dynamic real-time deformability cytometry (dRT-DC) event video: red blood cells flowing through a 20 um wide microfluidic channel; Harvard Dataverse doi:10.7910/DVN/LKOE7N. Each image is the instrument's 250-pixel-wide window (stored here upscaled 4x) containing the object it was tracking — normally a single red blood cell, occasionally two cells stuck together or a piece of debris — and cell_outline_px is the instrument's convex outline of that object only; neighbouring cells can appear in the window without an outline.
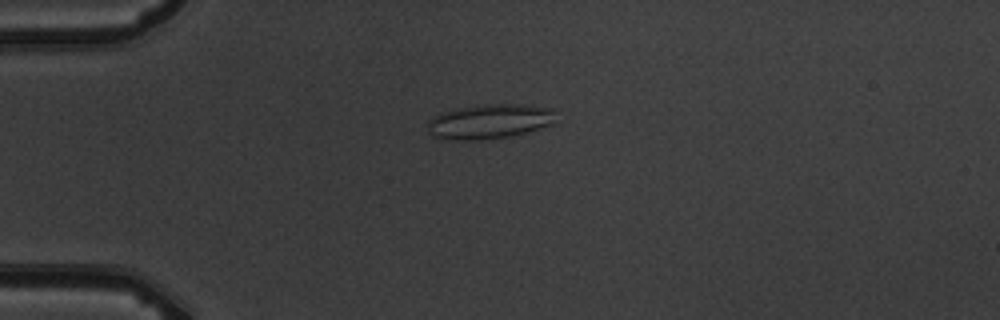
{"species": "common noctule bat (a hibernating species)", "species_latin": "Nyctalus noctula", "temperature_condition": "warm", "stored_images_in_passage": 8, "camera_frame_rate_fps": 3000, "um_per_image_px": 0.085, "animal": {"sex": "male", "body_mass_g": 19.5, "forearm_length_mm": 54.6}, "frame": {"image": 1, "passage_image": 4, "time_ms": 4.333, "image_size_px": [1000, 320], "cell_outline_px": [[556, 124], [512, 136], [476, 140], [452, 140], [436, 136], [428, 132], [428, 120], [432, 116], [440, 112], [456, 108], [476, 104], [524, 104], [556, 108]], "centroid_in_image_um": [41.67, 10.3], "position_along_channel_um": 43.3, "area_um2": 26.59}}
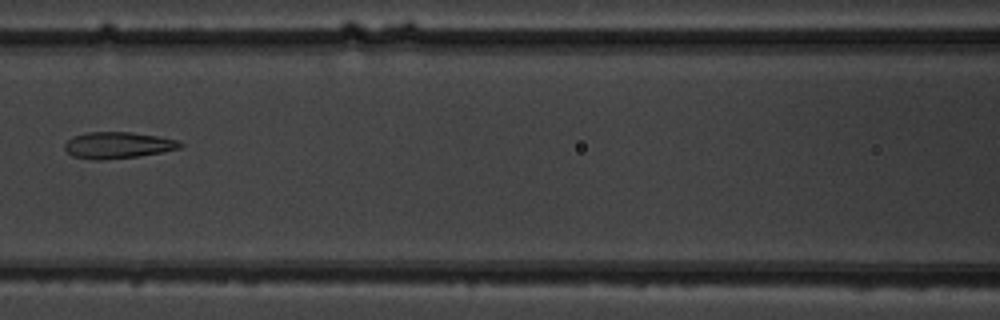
{"frame": {"image": 2, "passage_image": 7, "time_ms": 8.0, "image_size_px": [1000, 320], "cell_outline_px": [[184, 144], [180, 148], [140, 156], [104, 160], [92, 160], [72, 156], [64, 148], [64, 144], [72, 136], [88, 132], [132, 132], [156, 136], [176, 140]], "centroid_in_image_um": [9.97, 12.35], "position_along_channel_um": 156.6, "area_um2": 17.8}}
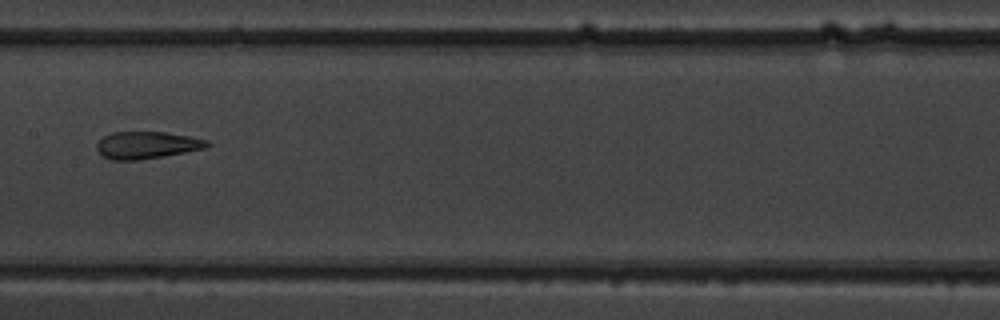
{"frame": {"image": 3, "passage_image": 8, "time_ms": 9.0, "image_size_px": [1000, 320], "cell_outline_px": [[212, 144], [208, 148], [164, 156], [140, 160], [112, 160], [104, 156], [96, 148], [96, 144], [104, 136], [112, 132], [164, 132], [188, 136], [208, 140]], "centroid_in_image_um": [12.52, 12.34], "position_along_channel_um": 194.9, "area_um2": 17.51}}